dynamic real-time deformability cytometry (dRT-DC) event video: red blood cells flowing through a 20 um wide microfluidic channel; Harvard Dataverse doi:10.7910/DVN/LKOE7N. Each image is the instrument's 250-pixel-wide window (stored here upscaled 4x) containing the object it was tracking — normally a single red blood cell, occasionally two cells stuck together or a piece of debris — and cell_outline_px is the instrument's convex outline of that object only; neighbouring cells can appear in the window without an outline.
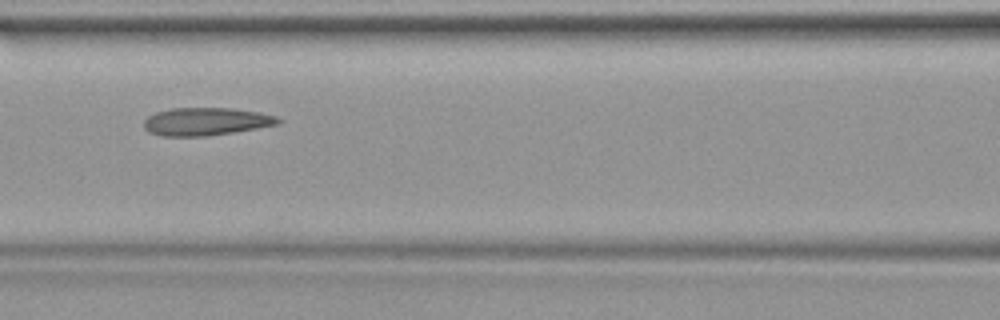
{"species": "common noctule bat (a hibernating species)", "species_latin": "Nyctalus noctula", "temperature_condition": "warm", "stored_images_in_passage": 39, "camera_frame_rate_fps": 3000, "um_per_image_px": 0.085, "animal": {"sex": "female", "body_mass_g": 19.9}, "frame": {"image": 1, "passage_image": 17, "time_ms": 5.333, "image_size_px": [1000, 320], "cell_outline_px": [[280, 124], [208, 136], [160, 136], [148, 132], [144, 128], [144, 120], [148, 116], [156, 112], [172, 108], [232, 108], [256, 112], [276, 116], [280, 120]], "centroid_in_image_um": [17.46, 10.33], "position_along_channel_um": 149.1, "area_um2": 21.68}}